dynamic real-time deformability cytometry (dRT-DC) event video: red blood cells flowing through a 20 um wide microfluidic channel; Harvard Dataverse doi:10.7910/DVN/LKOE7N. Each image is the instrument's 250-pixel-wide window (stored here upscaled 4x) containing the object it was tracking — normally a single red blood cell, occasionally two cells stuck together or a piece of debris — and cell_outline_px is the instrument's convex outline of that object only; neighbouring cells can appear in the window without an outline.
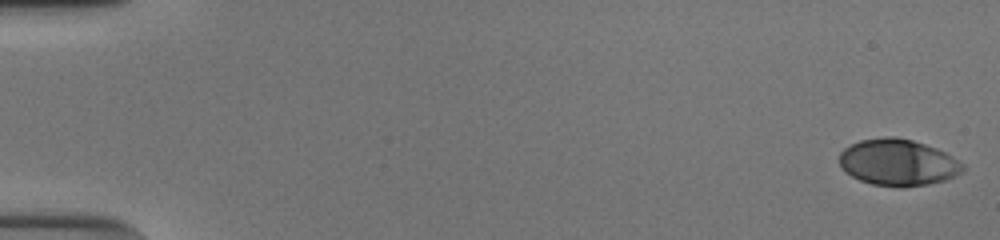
{"species": "human", "species_latin": "Homo sapiens", "temperature_condition": "cold", "stored_images_in_passage": 53, "camera_frame_rate_fps": 3000, "um_per_image_px": 0.085, "donor": {"sex": "male"}, "frame": {"image": 1, "passage_image": 1, "time_ms": 0.0, "image_size_px": [1000, 240], "cell_outline_px": [[964, 172], [944, 180], [928, 184], [900, 188], [872, 184], [860, 180], [844, 172], [840, 168], [840, 152], [844, 148], [860, 140], [888, 136], [896, 136], [912, 140], [936, 148], [944, 152], [964, 164]], "centroid_in_image_um": [76.31, 13.81], "position_along_channel_um": 8.7, "area_um2": 33.58}}
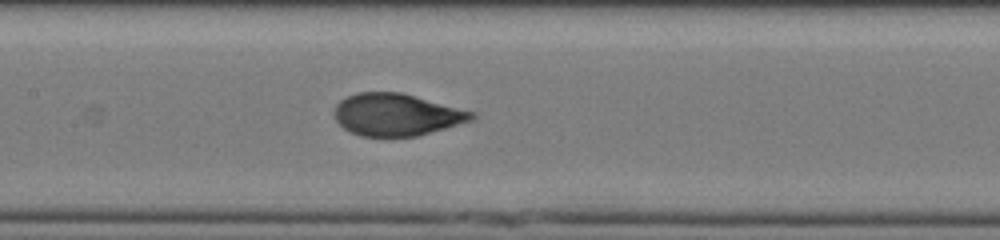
{"frame": {"image": 2, "passage_image": 27, "time_ms": 8.667, "image_size_px": [1000, 240], "cell_outline_px": [[476, 116], [472, 120], [416, 136], [360, 136], [344, 128], [336, 120], [336, 104], [340, 100], [356, 92], [400, 92], [476, 112]], "centroid_in_image_um": [33.71, 9.73], "position_along_channel_um": 173.7, "area_um2": 33.35}}
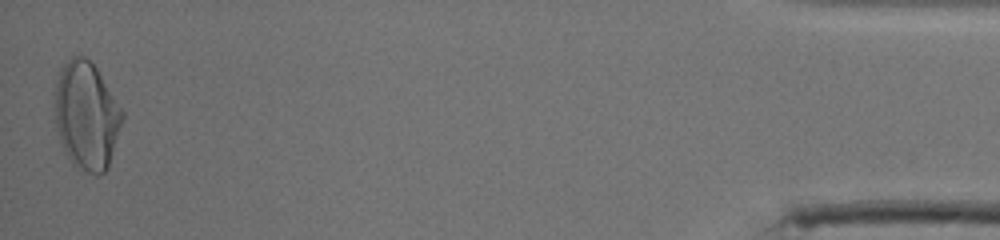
{"frame": {"image": 3, "passage_image": 53, "time_ms": 17.333, "image_size_px": [1000, 240], "cell_outline_px": [[124, 120], [108, 168], [104, 172], [96, 176], [80, 172], [72, 164], [64, 152], [56, 128], [52, 92], [60, 68], [72, 56], [84, 56], [96, 68], [124, 112]], "centroid_in_image_um": [7.32, 9.87], "position_along_channel_um": 427.9, "area_um2": 43.41}, "authors_computed_cell_mechanics": {"area_um2": 34.2176, "velocity_mm_per_s": 3.8802, "shape_relaxation_time_tau1_ms": 4.6353, "shape_relaxation_time_tau2_ms": null, "deformation_change_tau1": 0.2116, "deformation_change_tau2": null}}